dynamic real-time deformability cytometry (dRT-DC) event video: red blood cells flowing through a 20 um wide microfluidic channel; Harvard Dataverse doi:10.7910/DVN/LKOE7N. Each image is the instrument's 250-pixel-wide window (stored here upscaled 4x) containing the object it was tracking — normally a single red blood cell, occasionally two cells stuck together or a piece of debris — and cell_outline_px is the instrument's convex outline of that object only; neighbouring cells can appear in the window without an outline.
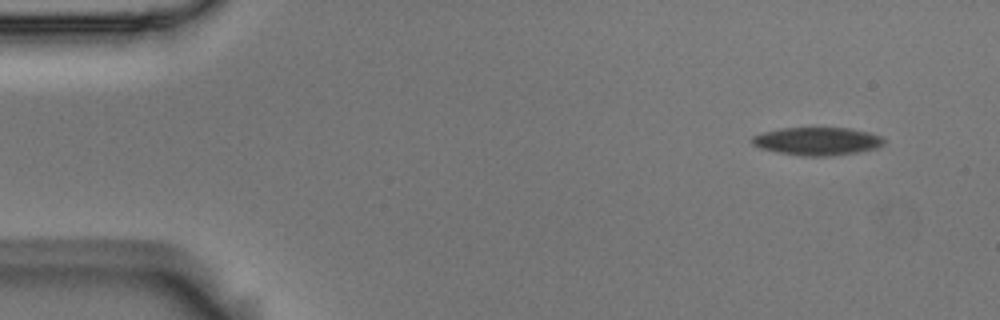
{"species": "Egyptian fruit bat (a non-hibernating species)", "species_latin": "Rousettus aegyptiacus", "temperature_condition": "room temperature", "stored_images_in_passage": 51, "camera_frame_rate_fps": 3000, "um_per_image_px": 0.085, "animal": {"sex": "male"}, "frame": {"image": 1, "passage_image": 1, "time_ms": 0.0, "image_size_px": [1000, 320], "cell_outline_px": [[884, 144], [876, 148], [856, 152], [828, 156], [804, 156], [780, 152], [760, 148], [752, 144], [748, 140], [752, 136], [760, 132], [780, 128], [848, 128], [868, 132], [880, 136], [884, 140]], "centroid_in_image_um": [69.4, 11.99], "position_along_channel_um": 15.6, "area_um2": 21.44}}
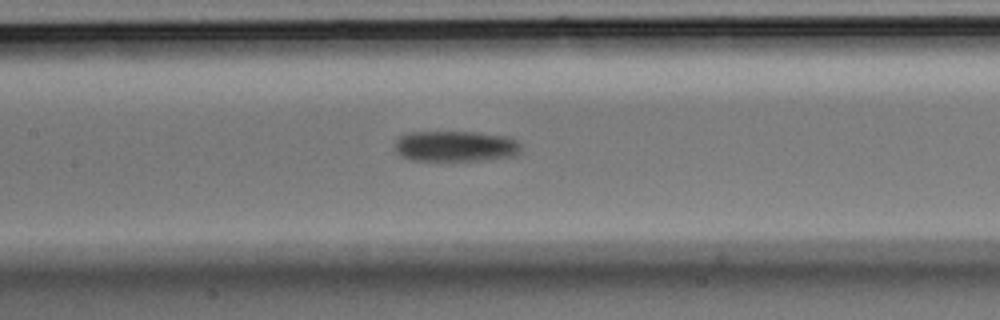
{"frame": {"image": 2, "passage_image": 22, "time_ms": 7.0, "image_size_px": [1000, 320], "cell_outline_px": [[520, 156], [492, 160], [412, 160], [400, 156], [396, 152], [392, 144], [400, 136], [408, 132], [480, 132], [508, 136], [516, 140], [520, 144]], "centroid_in_image_um": [38.75, 12.43], "position_along_channel_um": 168.6, "area_um2": 23.18}}
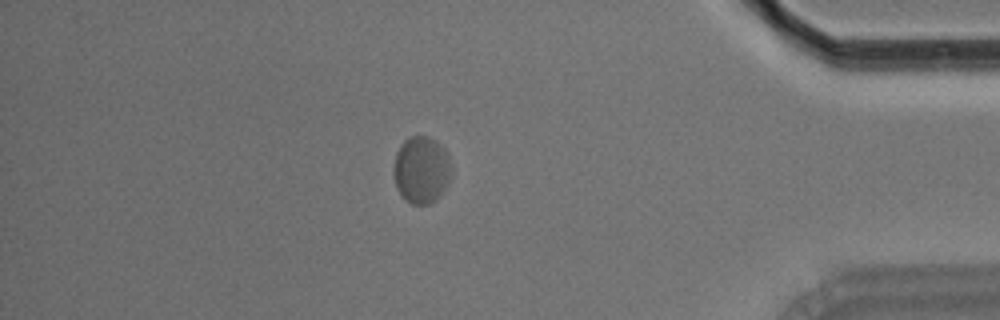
{"frame": {"image": 3, "passage_image": 44, "time_ms": 14.333, "image_size_px": [1000, 320], "cell_outline_px": [[452, 172], [448, 184], [440, 196], [436, 200], [428, 204], [412, 204], [404, 200], [396, 188], [392, 172], [392, 168], [396, 152], [400, 144], [408, 136], [428, 136], [440, 144], [444, 148], [448, 156]], "centroid_in_image_um": [35.79, 14.44], "position_along_channel_um": 399.4, "area_um2": 23.06}, "authors_computed_cell_mechanics": {"area_um2": 22.5998, "velocity_mm_per_s": 3.6393, "shape_relaxation_time_tau1_ms": null, "shape_relaxation_time_tau2_ms": 5.1007, "deformation_change_tau1": null, "deformation_change_tau2": 0.0794}}